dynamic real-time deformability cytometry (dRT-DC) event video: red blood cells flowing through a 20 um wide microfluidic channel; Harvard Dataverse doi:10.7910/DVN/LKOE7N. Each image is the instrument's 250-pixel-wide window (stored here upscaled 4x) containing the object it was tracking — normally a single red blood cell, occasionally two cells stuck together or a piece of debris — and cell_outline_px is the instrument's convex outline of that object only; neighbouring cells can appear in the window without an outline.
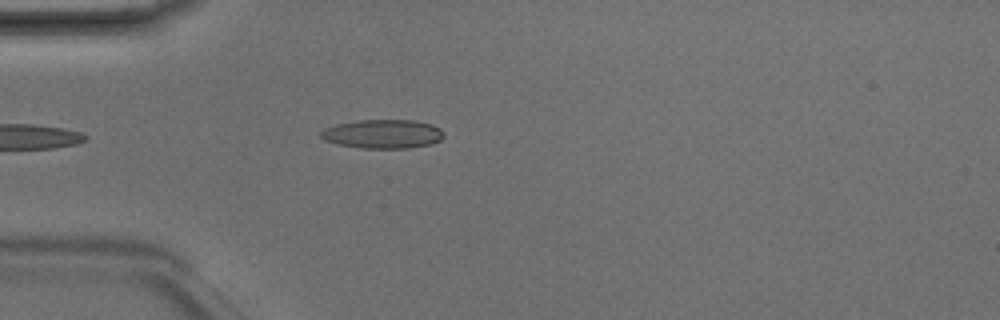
{"species": "Egyptian fruit bat (a non-hibernating species)", "species_latin": "Rousettus aegyptiacus", "temperature_condition": "room temperature", "stored_images_in_passage": 1, "camera_frame_rate_fps": 3000, "um_per_image_px": 0.085, "animal": {"sex": "male"}, "frame": {"image": 1, "passage_image": 1, "time_ms": 0.0, "image_size_px": [1000, 320], "cell_outline_px": [[444, 136], [440, 140], [432, 144], [408, 148], [364, 148], [340, 144], [324, 140], [320, 136], [320, 132], [324, 128], [336, 124], [360, 120], [412, 120], [432, 124], [440, 128], [444, 132]], "centroid_in_image_um": [32.56, 11.38], "position_along_channel_um": 52.4, "area_um2": 20.69}}